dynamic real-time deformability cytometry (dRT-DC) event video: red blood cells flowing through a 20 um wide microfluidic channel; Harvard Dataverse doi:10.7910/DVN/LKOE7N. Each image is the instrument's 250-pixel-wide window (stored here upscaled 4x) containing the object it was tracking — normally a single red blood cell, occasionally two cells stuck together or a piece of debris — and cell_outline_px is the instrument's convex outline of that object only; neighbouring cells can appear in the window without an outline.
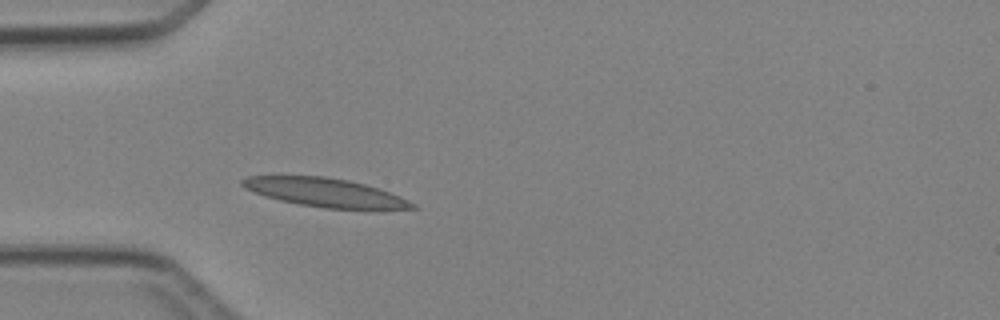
{"species": "Egyptian fruit bat (a non-hibernating species)", "species_latin": "Rousettus aegyptiacus", "temperature_condition": "cold", "stored_images_in_passage": 1, "camera_frame_rate_fps": 3000, "um_per_image_px": 0.085, "animal": {"sex": "female"}, "frame": {"image": 1, "passage_image": 1, "time_ms": 0.0, "image_size_px": [1000, 320], "cell_outline_px": [[420, 208], [324, 208], [300, 204], [280, 200], [264, 196], [244, 188], [240, 184], [240, 180], [248, 176], [324, 176], [348, 180], [364, 184], [400, 196], [416, 204]], "centroid_in_image_um": [27.56, 16.35], "position_along_channel_um": 57.4, "area_um2": 27.86}}